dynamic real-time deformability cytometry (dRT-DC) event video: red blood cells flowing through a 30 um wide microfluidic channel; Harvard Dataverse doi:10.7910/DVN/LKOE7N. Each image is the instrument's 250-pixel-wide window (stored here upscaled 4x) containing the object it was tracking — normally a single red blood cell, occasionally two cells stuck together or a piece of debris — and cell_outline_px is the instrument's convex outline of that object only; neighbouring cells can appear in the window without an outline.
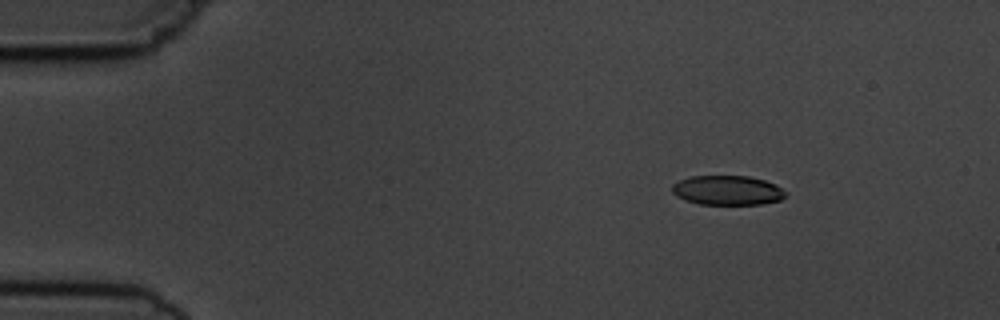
{"species": "common noctule bat (a hibernating species)", "species_latin": "Nyctalus noctula", "temperature_condition": "cold", "stored_images_in_passage": 10, "camera_frame_rate_fps": 3000, "um_per_image_px": 0.085, "animal": {"sex": "male", "body_mass_g": 19.5, "forearm_length_mm": 54.6}, "frame": {"image": 1, "passage_image": 2, "time_ms": 1.333, "image_size_px": [1000, 320], "cell_outline_px": [[788, 192], [780, 200], [760, 204], [700, 204], [684, 200], [676, 196], [672, 192], [672, 184], [688, 176], [748, 176], [764, 180]], "centroid_in_image_um": [61.78, 16.17], "position_along_channel_um": 23.2, "area_um2": 19.42}}
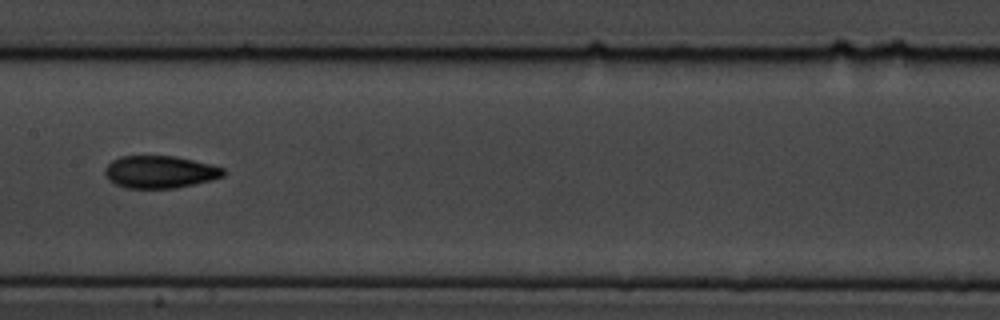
{"frame": {"image": 2, "passage_image": 7, "time_ms": 8.0, "image_size_px": [1000, 320], "cell_outline_px": [[224, 176], [212, 180], [176, 188], [124, 188], [108, 180], [104, 172], [104, 168], [112, 160], [120, 156], [176, 156], [224, 168]], "centroid_in_image_um": [13.56, 14.62], "position_along_channel_um": 193.8, "area_um2": 22.37}}
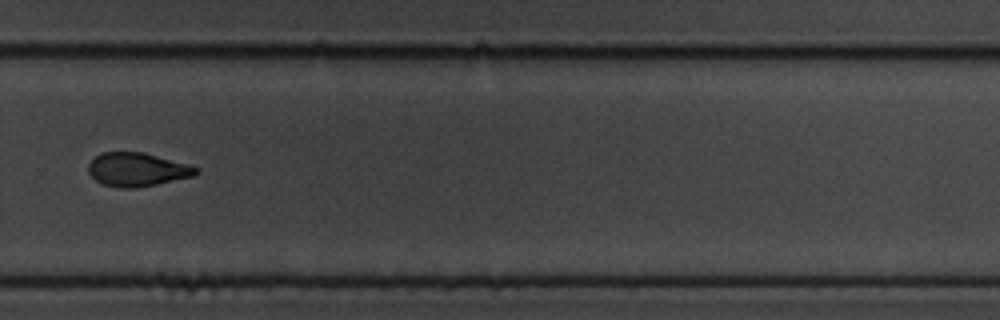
{"frame": {"image": 3, "passage_image": 10, "time_ms": 11.333, "image_size_px": [1000, 320], "cell_outline_px": [[200, 172], [192, 176], [156, 184], [136, 188], [120, 188], [104, 184], [96, 180], [88, 172], [88, 164], [100, 152], [144, 152], [188, 164], [200, 168]], "centroid_in_image_um": [11.66, 14.4], "position_along_channel_um": 318.1, "area_um2": 21.04}}